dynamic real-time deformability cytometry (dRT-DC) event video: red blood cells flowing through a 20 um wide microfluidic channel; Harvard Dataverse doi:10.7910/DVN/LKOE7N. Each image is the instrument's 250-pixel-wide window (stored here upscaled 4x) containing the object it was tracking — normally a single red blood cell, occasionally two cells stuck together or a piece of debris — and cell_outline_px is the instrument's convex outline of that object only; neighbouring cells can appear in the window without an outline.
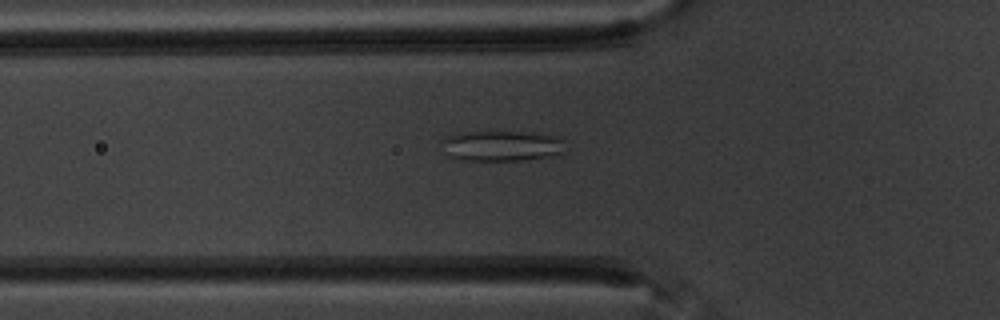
{"species": "common noctule bat (a hibernating species)", "species_latin": "Nyctalus noctula", "temperature_condition": "warm", "stored_images_in_passage": 59, "camera_frame_rate_fps": 3000, "um_per_image_px": 0.085, "animal": {"sex": "male", "body_mass_g": 20.1, "forearm_length_mm": 53.5}, "frame": {"image": 1, "passage_image": 21, "time_ms": 6.667, "image_size_px": [1000, 320], "cell_outline_px": [[564, 140], [560, 156], [520, 160], [460, 160], [448, 156], [440, 140], [448, 136], [460, 132], [524, 132], [560, 136]], "centroid_in_image_um": [42.66, 12.4], "position_along_channel_um": 83.1, "area_um2": 22.08}}
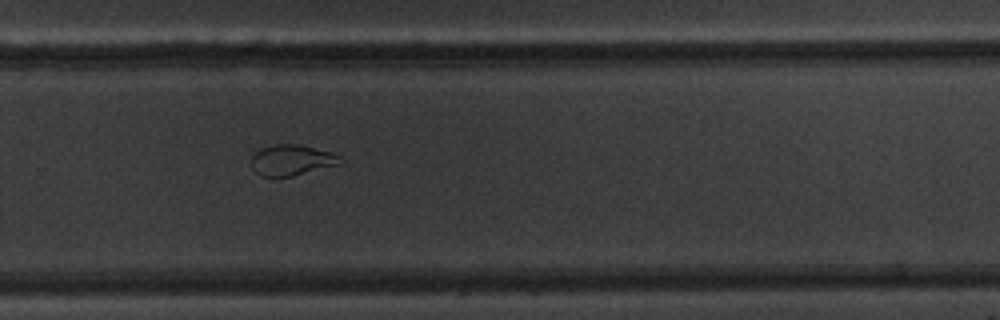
{"frame": {"image": 2, "passage_image": 40, "time_ms": 13.0, "image_size_px": [1000, 320], "cell_outline_px": [[344, 164], [292, 176], [260, 176], [252, 168], [252, 156], [260, 148], [276, 144], [300, 144], [332, 152], [340, 156], [344, 160]], "centroid_in_image_um": [24.86, 13.6], "position_along_channel_um": 304.9, "area_um2": 16.18}}
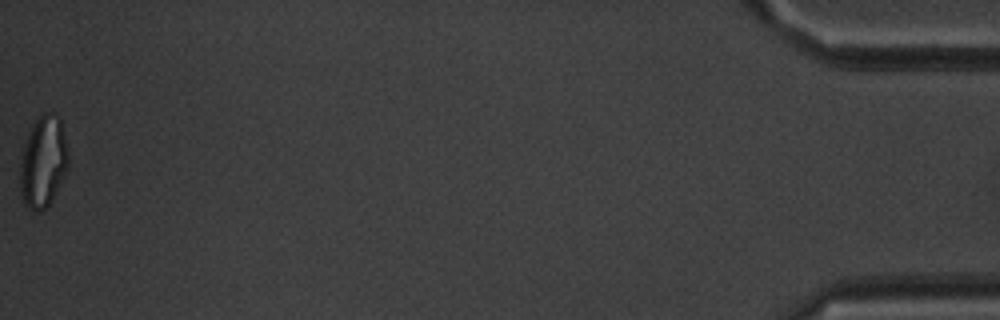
{"frame": {"image": 3, "passage_image": 59, "time_ms": 19.333, "image_size_px": [1000, 320], "cell_outline_px": [[68, 168], [52, 200], [40, 212], [36, 212], [24, 204], [20, 192], [20, 156], [28, 132], [32, 124], [44, 112], [52, 112], [60, 116], [68, 156]], "centroid_in_image_um": [3.65, 13.74], "position_along_channel_um": 431.5, "area_um2": 25.84}, "authors_computed_cell_mechanics": {"area_um2": 23.2356, "velocity_mm_per_s": 3.5013, "shape_relaxation_time_tau1_ms": 11.1284, "shape_relaxation_time_tau2_ms": 1.4081, "deformation_change_tau1": 0.2304, "deformation_change_tau2": 0.0711}}